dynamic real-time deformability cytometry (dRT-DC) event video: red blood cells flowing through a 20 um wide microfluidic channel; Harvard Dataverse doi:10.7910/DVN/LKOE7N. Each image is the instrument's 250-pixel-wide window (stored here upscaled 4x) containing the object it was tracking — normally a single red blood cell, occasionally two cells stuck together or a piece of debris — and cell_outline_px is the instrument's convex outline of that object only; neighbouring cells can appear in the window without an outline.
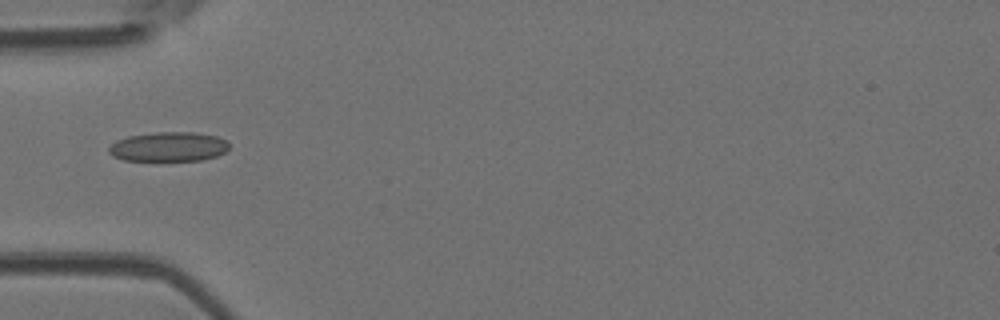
{"species": "Egyptian fruit bat (a non-hibernating species)", "species_latin": "Rousettus aegyptiacus", "temperature_condition": "room temperature", "stored_images_in_passage": 7, "camera_frame_rate_fps": 3000, "um_per_image_px": 0.085, "animal": {"sex": "female"}, "frame": {"image": 1, "passage_image": 5, "time_ms": 1.333, "image_size_px": [1000, 320], "cell_outline_px": [[228, 148], [224, 152], [216, 156], [200, 160], [124, 160], [112, 156], [108, 152], [108, 148], [116, 140], [128, 136], [156, 132], [196, 132], [216, 136], [228, 140]], "centroid_in_image_um": [14.32, 12.46], "position_along_channel_um": 70.7, "area_um2": 20.63}}
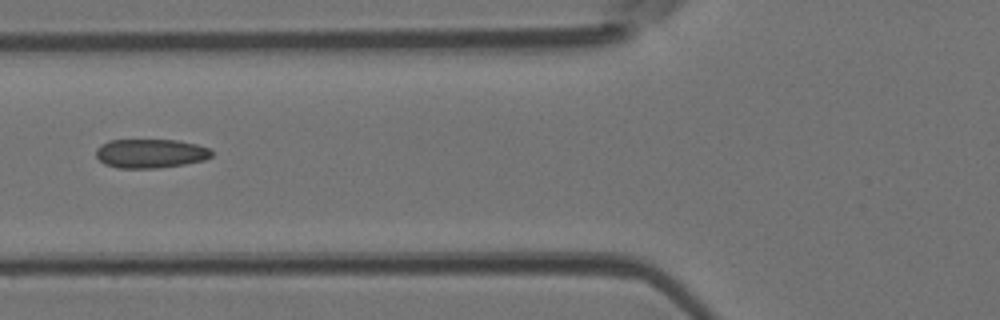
{"frame": {"image": 2, "passage_image": 6, "time_ms": 1.667, "image_size_px": [1000, 320], "cell_outline_px": [[212, 156], [204, 160], [184, 164], [160, 168], [116, 168], [104, 164], [96, 156], [96, 148], [100, 144], [108, 140], [176, 140], [196, 144], [208, 148], [212, 152]], "centroid_in_image_um": [12.76, 13.05], "position_along_channel_um": 113.0, "area_um2": 19.65}}
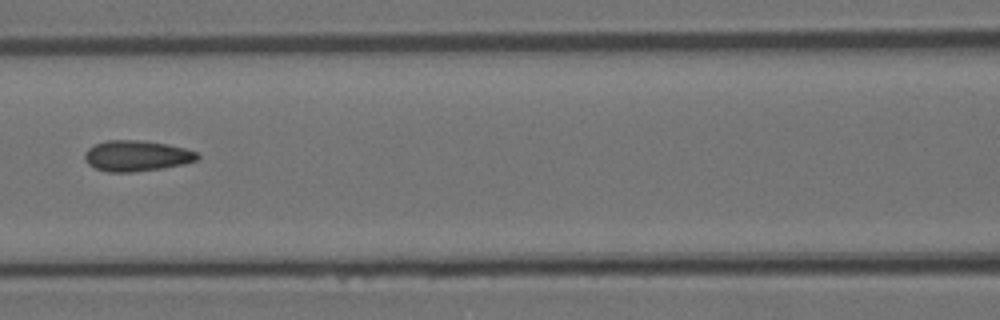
{"frame": {"image": 3, "passage_image": 7, "time_ms": 2.0, "image_size_px": [1000, 320], "cell_outline_px": [[200, 156], [196, 160], [184, 164], [164, 168], [132, 172], [108, 172], [96, 168], [88, 164], [84, 160], [84, 152], [88, 148], [96, 144], [108, 140], [140, 140], [168, 144], [184, 148], [196, 152]], "centroid_in_image_um": [11.6, 13.25], "position_along_channel_um": 155.0, "area_um2": 20.23}}